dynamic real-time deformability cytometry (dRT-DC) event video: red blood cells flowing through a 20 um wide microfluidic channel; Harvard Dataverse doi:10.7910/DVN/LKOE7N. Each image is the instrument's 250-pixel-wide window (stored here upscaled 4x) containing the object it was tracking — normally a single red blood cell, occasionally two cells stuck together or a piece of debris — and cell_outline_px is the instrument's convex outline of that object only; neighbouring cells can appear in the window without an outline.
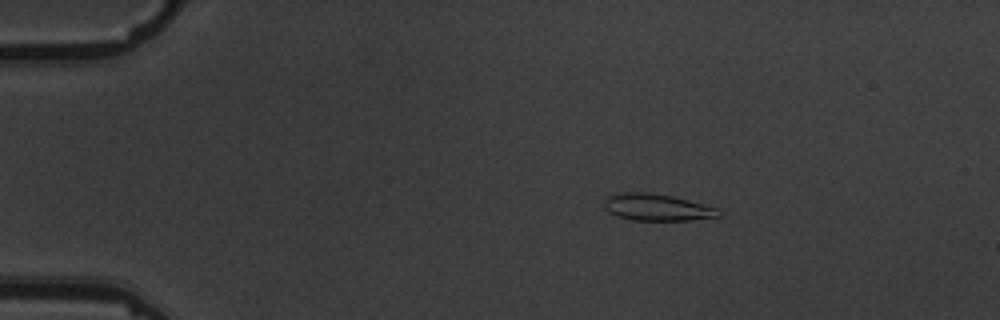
{"species": "common noctule bat (a hibernating species)", "species_latin": "Nyctalus noctula", "temperature_condition": "warm", "stored_images_in_passage": 4, "camera_frame_rate_fps": 3000, "um_per_image_px": 0.085, "animal": {"sex": "male", "body_mass_g": 19.5, "forearm_length_mm": 54.6}, "frame": {"image": 1, "passage_image": 2, "time_ms": 1.0, "image_size_px": [1000, 320], "cell_outline_px": [[724, 216], [688, 220], [632, 220], [616, 216], [608, 212], [604, 208], [604, 196], [624, 192], [648, 192], [672, 196], [688, 200], [716, 208], [724, 212]], "centroid_in_image_um": [55.83, 17.62], "position_along_channel_um": 29.2, "area_um2": 18.09}}